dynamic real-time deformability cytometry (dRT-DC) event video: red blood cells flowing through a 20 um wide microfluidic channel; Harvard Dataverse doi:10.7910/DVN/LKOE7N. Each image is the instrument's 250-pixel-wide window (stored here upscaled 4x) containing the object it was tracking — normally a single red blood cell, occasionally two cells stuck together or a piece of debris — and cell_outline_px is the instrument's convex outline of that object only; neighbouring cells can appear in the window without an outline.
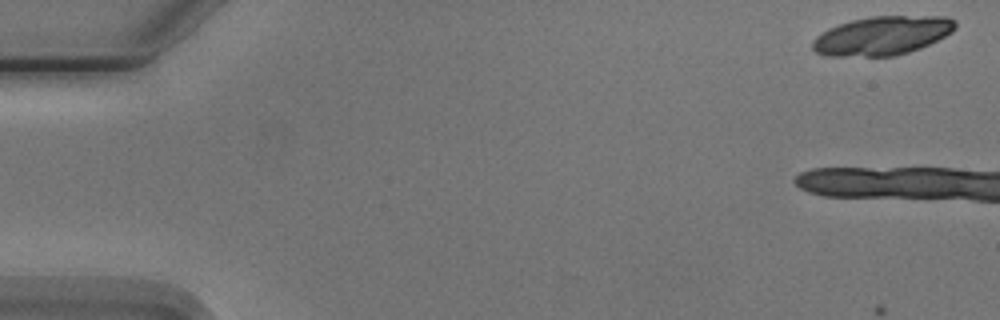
{"species": "Egyptian fruit bat (a non-hibernating species)", "species_latin": "Rousettus aegyptiacus", "temperature_condition": "cold", "stored_images_in_passage": 7, "camera_frame_rate_fps": 3000, "um_per_image_px": 0.085, "animal": {"sex": "male"}, "frame": {"image": 1, "passage_image": 1, "time_ms": 0.0, "image_size_px": [1000, 320], "cell_outline_px": [[956, 28], [952, 32], [920, 48], [908, 52], [892, 56], [828, 56], [816, 52], [812, 48], [812, 40], [816, 36], [828, 28], [852, 20], [872, 16], [948, 16], [956, 20]], "centroid_in_image_um": [74.99, 3.02], "position_along_channel_um": 10.0, "area_um2": 32.25}}
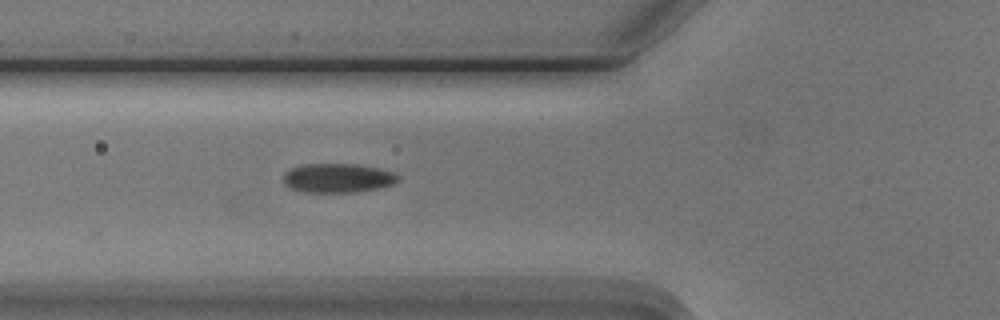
{"frame": {"image": 2, "passage_image": 7, "time_ms": 7.667, "image_size_px": [1000, 320], "cell_outline_px": [[400, 180], [392, 184], [376, 188], [352, 192], [304, 192], [292, 188], [284, 184], [284, 172], [292, 168], [304, 164], [356, 164], [380, 168], [392, 172], [400, 176]], "centroid_in_image_um": [28.71, 15.12], "position_along_channel_um": 97.1, "area_um2": 19.36}}